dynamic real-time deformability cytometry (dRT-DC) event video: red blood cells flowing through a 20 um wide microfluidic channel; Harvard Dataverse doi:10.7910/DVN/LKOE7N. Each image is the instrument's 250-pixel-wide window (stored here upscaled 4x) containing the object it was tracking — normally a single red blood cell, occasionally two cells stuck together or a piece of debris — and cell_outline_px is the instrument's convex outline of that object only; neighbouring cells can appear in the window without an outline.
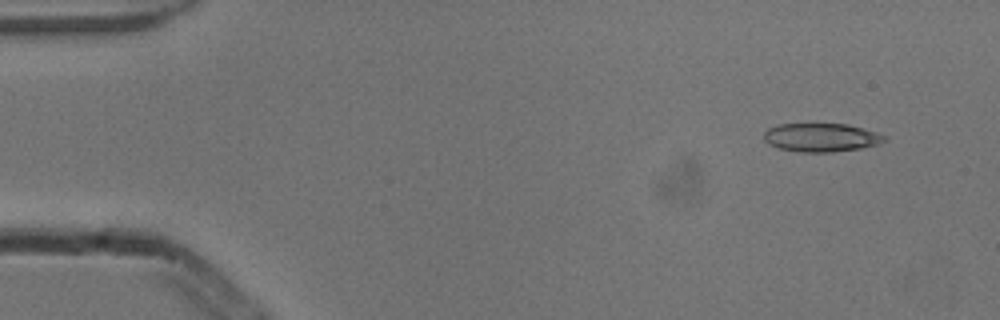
{"species": "common noctule bat (a hibernating species)", "species_latin": "Nyctalus noctula", "temperature_condition": "cold", "stored_images_in_passage": 4, "camera_frame_rate_fps": 3000, "um_per_image_px": 0.085, "animal": {"sex": "male", "body_mass_g": 13.3}, "frame": {"image": 1, "passage_image": 1, "time_ms": 0.0, "image_size_px": [1000, 320], "cell_outline_px": [[888, 140], [880, 144], [860, 148], [832, 152], [800, 152], [780, 148], [768, 144], [764, 140], [764, 132], [768, 128], [776, 124], [848, 124], [876, 132], [888, 136]], "centroid_in_image_um": [69.82, 11.68], "position_along_channel_um": 15.2, "area_um2": 20.17}}
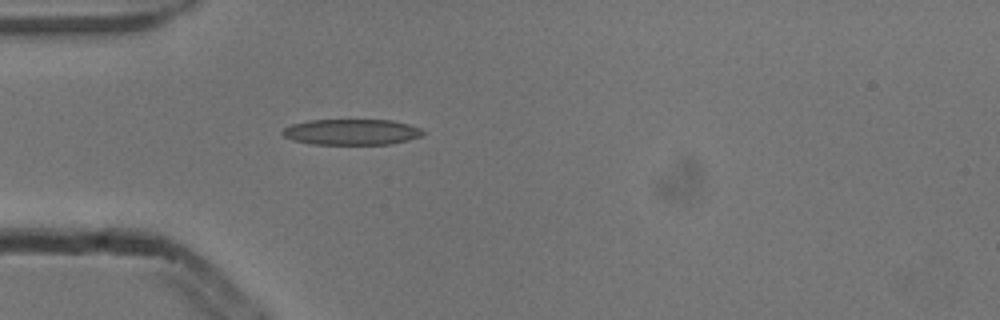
{"frame": {"image": 2, "passage_image": 4, "time_ms": 1.0, "image_size_px": [1000, 320], "cell_outline_px": [[424, 132], [420, 136], [408, 140], [392, 144], [312, 144], [292, 140], [284, 136], [280, 132], [284, 128], [292, 124], [308, 120], [392, 120], [408, 124], [420, 128]], "centroid_in_image_um": [29.86, 11.22], "position_along_channel_um": 55.1, "area_um2": 21.1}}